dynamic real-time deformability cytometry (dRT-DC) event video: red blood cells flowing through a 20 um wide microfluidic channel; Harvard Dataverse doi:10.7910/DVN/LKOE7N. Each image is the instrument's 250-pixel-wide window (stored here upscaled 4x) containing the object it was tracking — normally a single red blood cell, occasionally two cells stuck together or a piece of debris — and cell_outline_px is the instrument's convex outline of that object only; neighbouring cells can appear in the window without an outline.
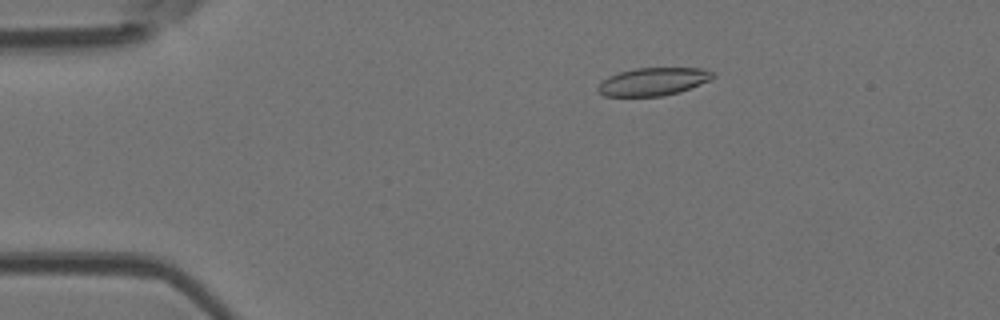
{"species": "Egyptian fruit bat (a non-hibernating species)", "species_latin": "Rousettus aegyptiacus", "temperature_condition": "room temperature", "stored_images_in_passage": 19, "camera_frame_rate_fps": 3000, "um_per_image_px": 0.085, "animal": {"sex": "female"}, "frame": {"image": 1, "passage_image": 2, "time_ms": 0.333, "image_size_px": [1000, 320], "cell_outline_px": [[716, 76], [712, 80], [680, 92], [664, 96], [604, 96], [596, 88], [608, 76], [620, 72], [636, 68], [704, 68], [712, 72]], "centroid_in_image_um": [55.57, 6.94], "position_along_channel_um": 29.4, "area_um2": 18.73}}
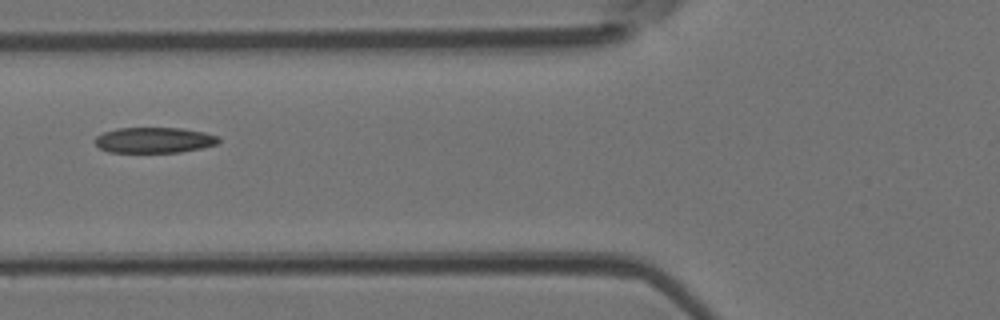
{"frame": {"image": 2, "passage_image": 12, "time_ms": 3.667, "image_size_px": [1000, 320], "cell_outline_px": [[220, 144], [180, 152], [108, 152], [100, 148], [96, 144], [96, 136], [104, 132], [116, 128], [184, 128], [204, 132], [220, 136]], "centroid_in_image_um": [13.16, 11.9], "position_along_channel_um": 112.6, "area_um2": 18.55}}
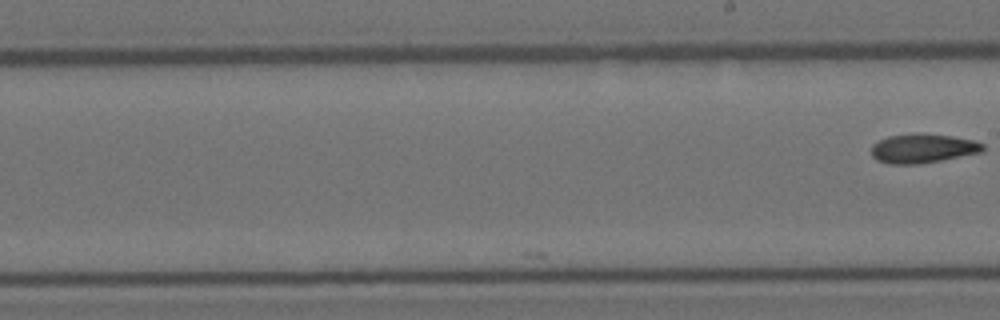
{"frame": {"image": 3, "passage_image": 19, "time_ms": 6.0, "image_size_px": [1000, 320], "cell_outline_px": [[984, 148], [980, 152], [940, 160], [916, 164], [888, 164], [876, 160], [872, 156], [872, 144], [888, 136], [912, 132], [952, 136], [976, 140], [984, 144]], "centroid_in_image_um": [78.41, 12.6], "position_along_channel_um": 210.6, "area_um2": 19.02}}